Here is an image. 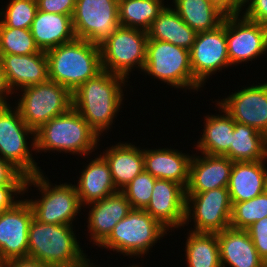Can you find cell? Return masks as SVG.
<instances>
[{
	"label": "cell",
	"instance_id": "6da1fadb",
	"mask_svg": "<svg viewBox=\"0 0 267 267\" xmlns=\"http://www.w3.org/2000/svg\"><path fill=\"white\" fill-rule=\"evenodd\" d=\"M125 82L128 80L122 76L102 70L72 93L73 108L99 136L115 121L123 104Z\"/></svg>",
	"mask_w": 267,
	"mask_h": 267
},
{
	"label": "cell",
	"instance_id": "7a4b0ae2",
	"mask_svg": "<svg viewBox=\"0 0 267 267\" xmlns=\"http://www.w3.org/2000/svg\"><path fill=\"white\" fill-rule=\"evenodd\" d=\"M45 53L49 80L72 93L103 70L100 46L87 40L75 38Z\"/></svg>",
	"mask_w": 267,
	"mask_h": 267
},
{
	"label": "cell",
	"instance_id": "3957f363",
	"mask_svg": "<svg viewBox=\"0 0 267 267\" xmlns=\"http://www.w3.org/2000/svg\"><path fill=\"white\" fill-rule=\"evenodd\" d=\"M99 138L79 112L72 107L35 131V152L57 151L88 156L99 146Z\"/></svg>",
	"mask_w": 267,
	"mask_h": 267
},
{
	"label": "cell",
	"instance_id": "277c9868",
	"mask_svg": "<svg viewBox=\"0 0 267 267\" xmlns=\"http://www.w3.org/2000/svg\"><path fill=\"white\" fill-rule=\"evenodd\" d=\"M73 226L43 223L33 217L28 229V257L52 267L83 262L87 256Z\"/></svg>",
	"mask_w": 267,
	"mask_h": 267
},
{
	"label": "cell",
	"instance_id": "5b68a950",
	"mask_svg": "<svg viewBox=\"0 0 267 267\" xmlns=\"http://www.w3.org/2000/svg\"><path fill=\"white\" fill-rule=\"evenodd\" d=\"M32 185L38 188L42 196L37 200L26 199L36 220L50 224L73 225L82 208L75 185L69 182L54 186L47 176H44L43 171L25 178L23 194L28 192L29 186Z\"/></svg>",
	"mask_w": 267,
	"mask_h": 267
},
{
	"label": "cell",
	"instance_id": "8992f818",
	"mask_svg": "<svg viewBox=\"0 0 267 267\" xmlns=\"http://www.w3.org/2000/svg\"><path fill=\"white\" fill-rule=\"evenodd\" d=\"M167 232L168 230L144 209H132L115 225L109 237L99 247L120 252L131 258H139L147 255Z\"/></svg>",
	"mask_w": 267,
	"mask_h": 267
},
{
	"label": "cell",
	"instance_id": "52a82bcc",
	"mask_svg": "<svg viewBox=\"0 0 267 267\" xmlns=\"http://www.w3.org/2000/svg\"><path fill=\"white\" fill-rule=\"evenodd\" d=\"M142 72L175 89L198 91L203 87L193 77L190 51L166 41H147L146 63Z\"/></svg>",
	"mask_w": 267,
	"mask_h": 267
},
{
	"label": "cell",
	"instance_id": "ba28073f",
	"mask_svg": "<svg viewBox=\"0 0 267 267\" xmlns=\"http://www.w3.org/2000/svg\"><path fill=\"white\" fill-rule=\"evenodd\" d=\"M12 108L11 105L0 108V157L26 178L41 172L32 157V151H36L35 131L27 126L19 110ZM29 136L33 140L29 145L32 150L28 147Z\"/></svg>",
	"mask_w": 267,
	"mask_h": 267
},
{
	"label": "cell",
	"instance_id": "9c48e42d",
	"mask_svg": "<svg viewBox=\"0 0 267 267\" xmlns=\"http://www.w3.org/2000/svg\"><path fill=\"white\" fill-rule=\"evenodd\" d=\"M147 31L119 26L113 35L101 43L102 69L128 80L132 69L141 72L146 63Z\"/></svg>",
	"mask_w": 267,
	"mask_h": 267
},
{
	"label": "cell",
	"instance_id": "30bf717a",
	"mask_svg": "<svg viewBox=\"0 0 267 267\" xmlns=\"http://www.w3.org/2000/svg\"><path fill=\"white\" fill-rule=\"evenodd\" d=\"M22 96L16 103L27 126L37 131L55 116L73 107L72 92L57 82L48 80L42 84L21 89Z\"/></svg>",
	"mask_w": 267,
	"mask_h": 267
},
{
	"label": "cell",
	"instance_id": "8fae6325",
	"mask_svg": "<svg viewBox=\"0 0 267 267\" xmlns=\"http://www.w3.org/2000/svg\"><path fill=\"white\" fill-rule=\"evenodd\" d=\"M232 203L227 187L186 193L185 223L193 219L194 232L218 233L230 227ZM192 217V218H191Z\"/></svg>",
	"mask_w": 267,
	"mask_h": 267
},
{
	"label": "cell",
	"instance_id": "7c38bea8",
	"mask_svg": "<svg viewBox=\"0 0 267 267\" xmlns=\"http://www.w3.org/2000/svg\"><path fill=\"white\" fill-rule=\"evenodd\" d=\"M119 0H76L72 15L76 38L100 45L119 24Z\"/></svg>",
	"mask_w": 267,
	"mask_h": 267
},
{
	"label": "cell",
	"instance_id": "4fadbf2b",
	"mask_svg": "<svg viewBox=\"0 0 267 267\" xmlns=\"http://www.w3.org/2000/svg\"><path fill=\"white\" fill-rule=\"evenodd\" d=\"M226 39L232 66L252 62L267 53V25L251 21L241 14L226 15Z\"/></svg>",
	"mask_w": 267,
	"mask_h": 267
},
{
	"label": "cell",
	"instance_id": "5bb4252c",
	"mask_svg": "<svg viewBox=\"0 0 267 267\" xmlns=\"http://www.w3.org/2000/svg\"><path fill=\"white\" fill-rule=\"evenodd\" d=\"M190 51L193 77L203 86L209 76L230 65L226 39V17L216 29L196 34Z\"/></svg>",
	"mask_w": 267,
	"mask_h": 267
},
{
	"label": "cell",
	"instance_id": "9a60e30c",
	"mask_svg": "<svg viewBox=\"0 0 267 267\" xmlns=\"http://www.w3.org/2000/svg\"><path fill=\"white\" fill-rule=\"evenodd\" d=\"M33 211L26 199L0 213V263L28 257V229Z\"/></svg>",
	"mask_w": 267,
	"mask_h": 267
},
{
	"label": "cell",
	"instance_id": "2e32d148",
	"mask_svg": "<svg viewBox=\"0 0 267 267\" xmlns=\"http://www.w3.org/2000/svg\"><path fill=\"white\" fill-rule=\"evenodd\" d=\"M258 84L242 87L217 103L235 122L254 127L267 136V82Z\"/></svg>",
	"mask_w": 267,
	"mask_h": 267
},
{
	"label": "cell",
	"instance_id": "e0dca14e",
	"mask_svg": "<svg viewBox=\"0 0 267 267\" xmlns=\"http://www.w3.org/2000/svg\"><path fill=\"white\" fill-rule=\"evenodd\" d=\"M144 210L168 231L184 228L186 189L176 182L156 179L150 203Z\"/></svg>",
	"mask_w": 267,
	"mask_h": 267
},
{
	"label": "cell",
	"instance_id": "ac0fdd59",
	"mask_svg": "<svg viewBox=\"0 0 267 267\" xmlns=\"http://www.w3.org/2000/svg\"><path fill=\"white\" fill-rule=\"evenodd\" d=\"M90 206V207H88ZM88 233L93 244L100 246L111 234L115 225L132 210L127 197L118 191L99 201L87 205Z\"/></svg>",
	"mask_w": 267,
	"mask_h": 267
},
{
	"label": "cell",
	"instance_id": "d6986e66",
	"mask_svg": "<svg viewBox=\"0 0 267 267\" xmlns=\"http://www.w3.org/2000/svg\"><path fill=\"white\" fill-rule=\"evenodd\" d=\"M0 65L13 95L18 89L49 80L48 60L44 51L30 55H0Z\"/></svg>",
	"mask_w": 267,
	"mask_h": 267
},
{
	"label": "cell",
	"instance_id": "ffe728a7",
	"mask_svg": "<svg viewBox=\"0 0 267 267\" xmlns=\"http://www.w3.org/2000/svg\"><path fill=\"white\" fill-rule=\"evenodd\" d=\"M192 154L189 165V181L186 193H200L227 187L233 161L226 156ZM204 155V156H202Z\"/></svg>",
	"mask_w": 267,
	"mask_h": 267
},
{
	"label": "cell",
	"instance_id": "44dd1931",
	"mask_svg": "<svg viewBox=\"0 0 267 267\" xmlns=\"http://www.w3.org/2000/svg\"><path fill=\"white\" fill-rule=\"evenodd\" d=\"M222 267H265L246 230L233 228L217 233Z\"/></svg>",
	"mask_w": 267,
	"mask_h": 267
},
{
	"label": "cell",
	"instance_id": "7402d4cb",
	"mask_svg": "<svg viewBox=\"0 0 267 267\" xmlns=\"http://www.w3.org/2000/svg\"><path fill=\"white\" fill-rule=\"evenodd\" d=\"M266 162L267 160L233 163L227 186L232 204L248 201L266 192Z\"/></svg>",
	"mask_w": 267,
	"mask_h": 267
},
{
	"label": "cell",
	"instance_id": "603a6c76",
	"mask_svg": "<svg viewBox=\"0 0 267 267\" xmlns=\"http://www.w3.org/2000/svg\"><path fill=\"white\" fill-rule=\"evenodd\" d=\"M192 155L177 149H144L145 171L156 179H165L182 185L189 181V165Z\"/></svg>",
	"mask_w": 267,
	"mask_h": 267
},
{
	"label": "cell",
	"instance_id": "cb8c5ba5",
	"mask_svg": "<svg viewBox=\"0 0 267 267\" xmlns=\"http://www.w3.org/2000/svg\"><path fill=\"white\" fill-rule=\"evenodd\" d=\"M101 154L102 152L82 169L75 185L82 207L118 192L109 165Z\"/></svg>",
	"mask_w": 267,
	"mask_h": 267
},
{
	"label": "cell",
	"instance_id": "d4e9b609",
	"mask_svg": "<svg viewBox=\"0 0 267 267\" xmlns=\"http://www.w3.org/2000/svg\"><path fill=\"white\" fill-rule=\"evenodd\" d=\"M30 30L37 47L44 52L76 38L70 15L37 10Z\"/></svg>",
	"mask_w": 267,
	"mask_h": 267
},
{
	"label": "cell",
	"instance_id": "484cf974",
	"mask_svg": "<svg viewBox=\"0 0 267 267\" xmlns=\"http://www.w3.org/2000/svg\"><path fill=\"white\" fill-rule=\"evenodd\" d=\"M114 185L118 191L126 187L137 175L145 170L144 149L131 143H117L103 151Z\"/></svg>",
	"mask_w": 267,
	"mask_h": 267
},
{
	"label": "cell",
	"instance_id": "4316f807",
	"mask_svg": "<svg viewBox=\"0 0 267 267\" xmlns=\"http://www.w3.org/2000/svg\"><path fill=\"white\" fill-rule=\"evenodd\" d=\"M196 34L169 5H165L147 30L148 40L166 41L187 50L193 46Z\"/></svg>",
	"mask_w": 267,
	"mask_h": 267
},
{
	"label": "cell",
	"instance_id": "83f0119b",
	"mask_svg": "<svg viewBox=\"0 0 267 267\" xmlns=\"http://www.w3.org/2000/svg\"><path fill=\"white\" fill-rule=\"evenodd\" d=\"M219 112L223 115L205 116L203 135L196 143V150L202 154L224 156L230 149L234 132V120L218 104Z\"/></svg>",
	"mask_w": 267,
	"mask_h": 267
},
{
	"label": "cell",
	"instance_id": "f1b7e54d",
	"mask_svg": "<svg viewBox=\"0 0 267 267\" xmlns=\"http://www.w3.org/2000/svg\"><path fill=\"white\" fill-rule=\"evenodd\" d=\"M224 156L233 162L267 160V136L254 127L234 121L230 149Z\"/></svg>",
	"mask_w": 267,
	"mask_h": 267
},
{
	"label": "cell",
	"instance_id": "f546056e",
	"mask_svg": "<svg viewBox=\"0 0 267 267\" xmlns=\"http://www.w3.org/2000/svg\"><path fill=\"white\" fill-rule=\"evenodd\" d=\"M174 10L195 32L218 28L226 14L207 0H173Z\"/></svg>",
	"mask_w": 267,
	"mask_h": 267
},
{
	"label": "cell",
	"instance_id": "4dcf8cb0",
	"mask_svg": "<svg viewBox=\"0 0 267 267\" xmlns=\"http://www.w3.org/2000/svg\"><path fill=\"white\" fill-rule=\"evenodd\" d=\"M187 235V267H222L217 233L190 231Z\"/></svg>",
	"mask_w": 267,
	"mask_h": 267
},
{
	"label": "cell",
	"instance_id": "1f68e13d",
	"mask_svg": "<svg viewBox=\"0 0 267 267\" xmlns=\"http://www.w3.org/2000/svg\"><path fill=\"white\" fill-rule=\"evenodd\" d=\"M164 7L157 0H119V24L147 31Z\"/></svg>",
	"mask_w": 267,
	"mask_h": 267
},
{
	"label": "cell",
	"instance_id": "d6a6232c",
	"mask_svg": "<svg viewBox=\"0 0 267 267\" xmlns=\"http://www.w3.org/2000/svg\"><path fill=\"white\" fill-rule=\"evenodd\" d=\"M40 52L30 29L5 27L0 22V55H30Z\"/></svg>",
	"mask_w": 267,
	"mask_h": 267
},
{
	"label": "cell",
	"instance_id": "836d02e7",
	"mask_svg": "<svg viewBox=\"0 0 267 267\" xmlns=\"http://www.w3.org/2000/svg\"><path fill=\"white\" fill-rule=\"evenodd\" d=\"M264 217H267L266 192L248 201L233 203L230 228L246 230Z\"/></svg>",
	"mask_w": 267,
	"mask_h": 267
},
{
	"label": "cell",
	"instance_id": "e575fe53",
	"mask_svg": "<svg viewBox=\"0 0 267 267\" xmlns=\"http://www.w3.org/2000/svg\"><path fill=\"white\" fill-rule=\"evenodd\" d=\"M37 10L36 0H10L0 9V22L5 27L30 29Z\"/></svg>",
	"mask_w": 267,
	"mask_h": 267
},
{
	"label": "cell",
	"instance_id": "d590c367",
	"mask_svg": "<svg viewBox=\"0 0 267 267\" xmlns=\"http://www.w3.org/2000/svg\"><path fill=\"white\" fill-rule=\"evenodd\" d=\"M156 178L145 170L137 175L121 192L132 209H145L150 203Z\"/></svg>",
	"mask_w": 267,
	"mask_h": 267
},
{
	"label": "cell",
	"instance_id": "8d00e7d4",
	"mask_svg": "<svg viewBox=\"0 0 267 267\" xmlns=\"http://www.w3.org/2000/svg\"><path fill=\"white\" fill-rule=\"evenodd\" d=\"M251 237L258 254L267 259V217L255 222L246 229Z\"/></svg>",
	"mask_w": 267,
	"mask_h": 267
},
{
	"label": "cell",
	"instance_id": "74e56055",
	"mask_svg": "<svg viewBox=\"0 0 267 267\" xmlns=\"http://www.w3.org/2000/svg\"><path fill=\"white\" fill-rule=\"evenodd\" d=\"M38 10L61 15H73L76 0H36Z\"/></svg>",
	"mask_w": 267,
	"mask_h": 267
},
{
	"label": "cell",
	"instance_id": "f35d334b",
	"mask_svg": "<svg viewBox=\"0 0 267 267\" xmlns=\"http://www.w3.org/2000/svg\"><path fill=\"white\" fill-rule=\"evenodd\" d=\"M25 177L0 157V186H24Z\"/></svg>",
	"mask_w": 267,
	"mask_h": 267
},
{
	"label": "cell",
	"instance_id": "ab89813d",
	"mask_svg": "<svg viewBox=\"0 0 267 267\" xmlns=\"http://www.w3.org/2000/svg\"><path fill=\"white\" fill-rule=\"evenodd\" d=\"M247 5L241 15L251 21L267 25V0H250Z\"/></svg>",
	"mask_w": 267,
	"mask_h": 267
},
{
	"label": "cell",
	"instance_id": "60d3db41",
	"mask_svg": "<svg viewBox=\"0 0 267 267\" xmlns=\"http://www.w3.org/2000/svg\"><path fill=\"white\" fill-rule=\"evenodd\" d=\"M24 186H0V213L11 208L17 201V195H23ZM17 197H16V196Z\"/></svg>",
	"mask_w": 267,
	"mask_h": 267
},
{
	"label": "cell",
	"instance_id": "b9f144b4",
	"mask_svg": "<svg viewBox=\"0 0 267 267\" xmlns=\"http://www.w3.org/2000/svg\"><path fill=\"white\" fill-rule=\"evenodd\" d=\"M2 267H52L29 257L11 259L2 264Z\"/></svg>",
	"mask_w": 267,
	"mask_h": 267
},
{
	"label": "cell",
	"instance_id": "7bdbcfd3",
	"mask_svg": "<svg viewBox=\"0 0 267 267\" xmlns=\"http://www.w3.org/2000/svg\"><path fill=\"white\" fill-rule=\"evenodd\" d=\"M221 9L226 15L240 14L242 7L235 0H207Z\"/></svg>",
	"mask_w": 267,
	"mask_h": 267
},
{
	"label": "cell",
	"instance_id": "ee69618b",
	"mask_svg": "<svg viewBox=\"0 0 267 267\" xmlns=\"http://www.w3.org/2000/svg\"><path fill=\"white\" fill-rule=\"evenodd\" d=\"M13 94L11 89L8 86V83L6 81L5 73L3 72L1 65H0V108L10 105L7 101L8 99L6 97Z\"/></svg>",
	"mask_w": 267,
	"mask_h": 267
},
{
	"label": "cell",
	"instance_id": "f6af8a7d",
	"mask_svg": "<svg viewBox=\"0 0 267 267\" xmlns=\"http://www.w3.org/2000/svg\"><path fill=\"white\" fill-rule=\"evenodd\" d=\"M97 265H94L93 261L92 263L90 262L89 258H85L84 259V267H96ZM97 267H100V266H97ZM128 267H140L139 265H131V266H128Z\"/></svg>",
	"mask_w": 267,
	"mask_h": 267
},
{
	"label": "cell",
	"instance_id": "bcb514c9",
	"mask_svg": "<svg viewBox=\"0 0 267 267\" xmlns=\"http://www.w3.org/2000/svg\"><path fill=\"white\" fill-rule=\"evenodd\" d=\"M244 10V7L247 6V3L250 1V0H235Z\"/></svg>",
	"mask_w": 267,
	"mask_h": 267
},
{
	"label": "cell",
	"instance_id": "7dc6e473",
	"mask_svg": "<svg viewBox=\"0 0 267 267\" xmlns=\"http://www.w3.org/2000/svg\"><path fill=\"white\" fill-rule=\"evenodd\" d=\"M57 267H84V261L70 266H57Z\"/></svg>",
	"mask_w": 267,
	"mask_h": 267
}]
</instances>
